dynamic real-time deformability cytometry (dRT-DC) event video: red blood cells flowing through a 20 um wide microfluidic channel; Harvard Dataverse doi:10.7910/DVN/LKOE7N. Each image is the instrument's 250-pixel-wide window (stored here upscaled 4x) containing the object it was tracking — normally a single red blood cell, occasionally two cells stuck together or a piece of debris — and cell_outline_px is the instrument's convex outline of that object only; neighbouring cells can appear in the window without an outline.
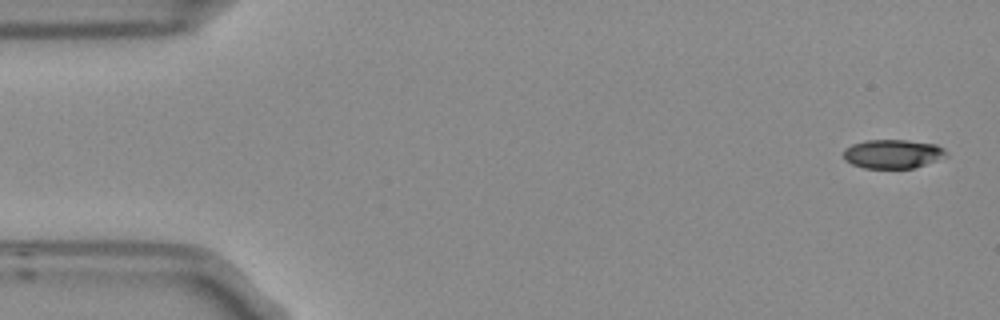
{"species": "Egyptian fruit bat (a non-hibernating species)", "species_latin": "Rousettus aegyptiacus", "temperature_condition": "room temperature", "stored_images_in_passage": 5, "camera_frame_rate_fps": 3000, "um_per_image_px": 0.085, "frame": {"image": 1, "passage_image": 1, "time_ms": 0.0, "image_size_px": [1000, 320], "cell_outline_px": [[948, 156], [912, 168], [864, 168], [852, 164], [844, 160], [844, 148], [852, 144], [868, 140], [908, 140], [936, 144], [944, 148], [948, 152]], "centroid_in_image_um": [75.89, 13.07], "position_along_channel_um": 9.1, "area_um2": 17.34}}